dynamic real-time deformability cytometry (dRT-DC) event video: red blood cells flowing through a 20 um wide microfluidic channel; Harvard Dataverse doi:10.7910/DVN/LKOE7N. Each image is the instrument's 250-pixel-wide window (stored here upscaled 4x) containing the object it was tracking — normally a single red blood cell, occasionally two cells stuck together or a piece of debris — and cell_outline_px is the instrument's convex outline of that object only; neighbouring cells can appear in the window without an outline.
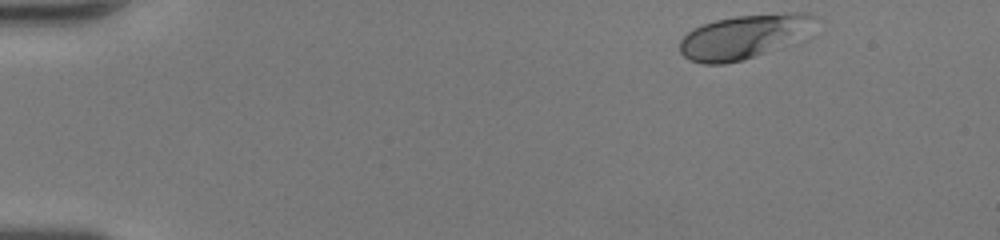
{"species": "human", "species_latin": "Homo sapiens", "temperature_condition": "room temperature", "stored_images_in_passage": 44, "camera_frame_rate_fps": 3000, "um_per_image_px": 0.085, "donor": {"sex": "female"}, "frame": {"image": 1, "passage_image": 1, "time_ms": 0.0, "image_size_px": [1000, 240], "cell_outline_px": [[816, 16], [764, 52], [744, 60], [724, 64], [704, 64], [688, 60], [680, 52], [680, 40], [692, 28], [716, 20], [736, 16], [788, 12], [808, 12]], "centroid_in_image_um": [62.85, 3.12], "position_along_channel_um": 22.1, "area_um2": 31.96}}
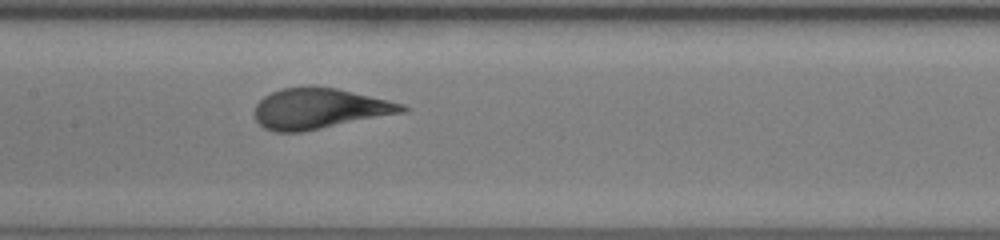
{"frame": {"image": 2, "passage_image": 20, "time_ms": 6.333, "image_size_px": [1000, 240], "cell_outline_px": [[412, 108], [408, 112], [300, 132], [276, 132], [264, 128], [256, 120], [256, 104], [264, 96], [272, 92], [284, 88], [336, 88], [388, 100], [404, 104]], "centroid_in_image_um": [27.22, 9.25], "position_along_channel_um": 180.2, "area_um2": 34.39}}
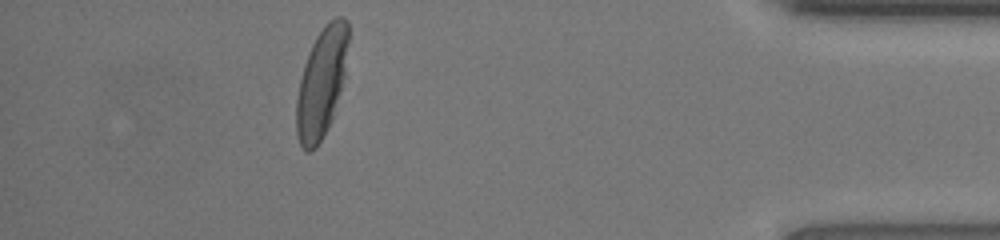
{"frame": {"image": 3, "passage_image": 39, "time_ms": 12.667, "image_size_px": [1000, 240], "cell_outline_px": [[348, 44], [344, 76], [332, 116], [328, 128], [316, 148], [308, 152], [300, 144], [296, 136], [296, 100], [300, 80], [304, 64], [308, 52], [316, 36], [328, 20], [336, 16], [344, 16], [348, 20]], "centroid_in_image_um": [27.32, 6.99], "position_along_channel_um": 407.9, "area_um2": 33.0}, "authors_computed_cell_mechanics": {"area_um2": 34.0731, "velocity_mm_per_s": 4.2829, "shape_relaxation_time_tau1_ms": 4.0096, "shape_relaxation_time_tau2_ms": null, "deformation_change_tau1": 0.1851, "deformation_change_tau2": null}}